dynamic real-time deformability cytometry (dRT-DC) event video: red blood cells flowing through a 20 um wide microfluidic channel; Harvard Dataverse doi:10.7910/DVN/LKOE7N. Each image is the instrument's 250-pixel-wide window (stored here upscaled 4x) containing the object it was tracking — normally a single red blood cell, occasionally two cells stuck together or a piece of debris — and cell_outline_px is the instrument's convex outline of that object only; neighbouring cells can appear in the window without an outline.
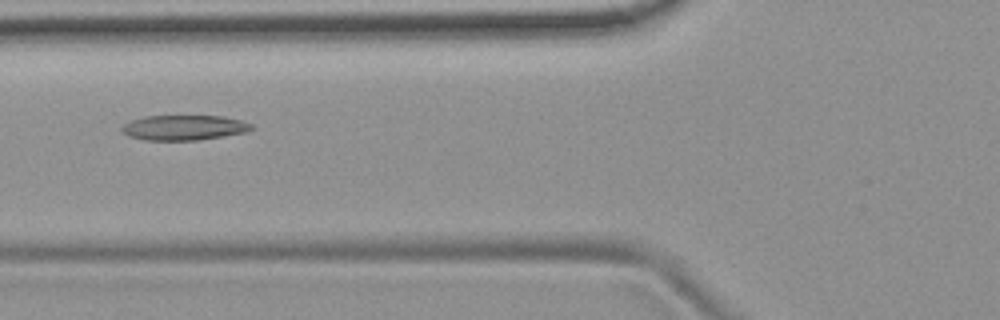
{"species": "common noctule bat (a hibernating species)", "species_latin": "Nyctalus noctula", "temperature_condition": "room temperature", "stored_images_in_passage": 53, "camera_frame_rate_fps": 3000, "um_per_image_px": 0.085, "animal": {"sex": "female", "body_mass_g": 19.9}, "frame": {"image": 1, "passage_image": 20, "time_ms": 6.333, "image_size_px": [1000, 320], "cell_outline_px": [[256, 128], [244, 132], [196, 140], [144, 140], [128, 136], [120, 128], [124, 124], [132, 120], [144, 116], [224, 116], [240, 120], [252, 124]], "centroid_in_image_um": [15.63, 10.84], "position_along_channel_um": 110.2, "area_um2": 18.79}}
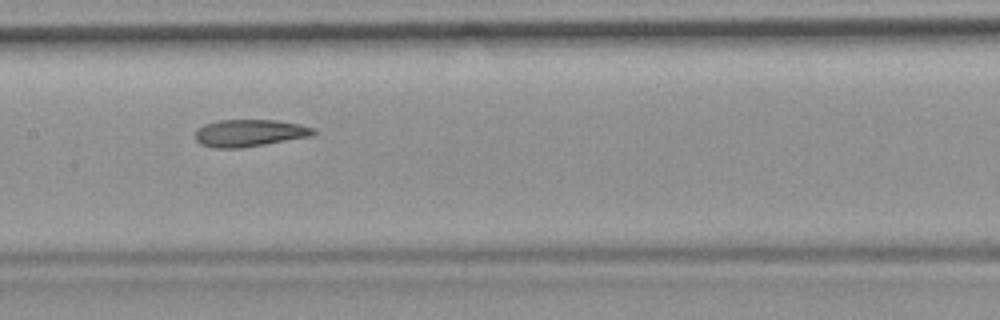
{"frame": {"image": 2, "passage_image": 26, "time_ms": 8.333, "image_size_px": [1000, 320], "cell_outline_px": [[316, 132], [308, 136], [264, 144], [240, 148], [212, 148], [200, 144], [196, 140], [196, 128], [204, 124], [220, 120], [276, 120], [300, 124], [312, 128]], "centroid_in_image_um": [21.13, 11.3], "position_along_channel_um": 186.3, "area_um2": 18.5}}
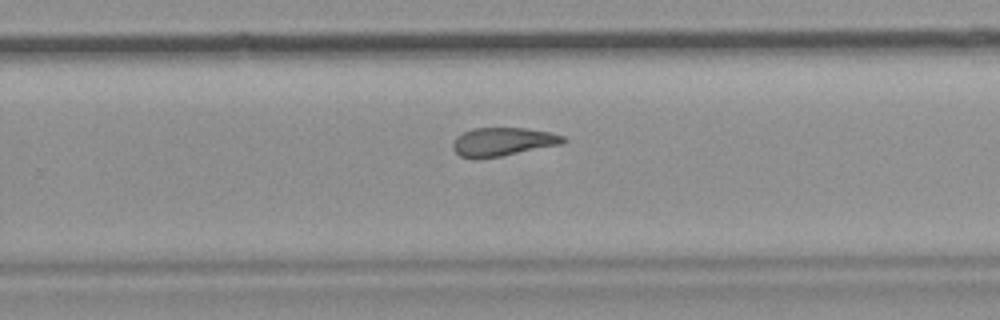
{"frame": {"image": 3, "passage_image": 34, "time_ms": 11.0, "image_size_px": [1000, 320], "cell_outline_px": [[568, 140], [560, 144], [500, 156], [476, 160], [472, 160], [460, 156], [452, 148], [452, 144], [456, 136], [472, 128], [524, 128], [552, 132], [564, 136]], "centroid_in_image_um": [42.69, 12.06], "position_along_channel_um": 287.1, "area_um2": 18.44}, "authors_computed_cell_mechanics": {"area_um2": 19.7676, "velocity_mm_per_s": 3.8001, "shape_relaxation_time_tau1_ms": null, "shape_relaxation_time_tau2_ms": 5.8761, "deformation_change_tau1": null, "deformation_change_tau2": 0.166}}